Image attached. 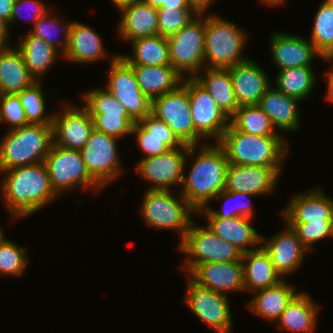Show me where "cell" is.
Segmentation results:
<instances>
[{
  "mask_svg": "<svg viewBox=\"0 0 333 333\" xmlns=\"http://www.w3.org/2000/svg\"><path fill=\"white\" fill-rule=\"evenodd\" d=\"M1 195L11 219L30 216L60 197L52 188L45 162L2 171Z\"/></svg>",
  "mask_w": 333,
  "mask_h": 333,
  "instance_id": "obj_1",
  "label": "cell"
},
{
  "mask_svg": "<svg viewBox=\"0 0 333 333\" xmlns=\"http://www.w3.org/2000/svg\"><path fill=\"white\" fill-rule=\"evenodd\" d=\"M215 143V145L203 143L200 145L201 148L199 145L189 146L188 149L187 158L195 155V159L188 176L183 177L180 194L196 213L200 209L208 207L209 201L213 200L225 187L229 162L223 147L218 142ZM198 148L200 151L195 152Z\"/></svg>",
  "mask_w": 333,
  "mask_h": 333,
  "instance_id": "obj_2",
  "label": "cell"
},
{
  "mask_svg": "<svg viewBox=\"0 0 333 333\" xmlns=\"http://www.w3.org/2000/svg\"><path fill=\"white\" fill-rule=\"evenodd\" d=\"M283 136H259L236 130L231 124L218 143L234 165L281 167L289 152Z\"/></svg>",
  "mask_w": 333,
  "mask_h": 333,
  "instance_id": "obj_3",
  "label": "cell"
},
{
  "mask_svg": "<svg viewBox=\"0 0 333 333\" xmlns=\"http://www.w3.org/2000/svg\"><path fill=\"white\" fill-rule=\"evenodd\" d=\"M0 171L45 161L53 144V125L28 124L0 140Z\"/></svg>",
  "mask_w": 333,
  "mask_h": 333,
  "instance_id": "obj_4",
  "label": "cell"
},
{
  "mask_svg": "<svg viewBox=\"0 0 333 333\" xmlns=\"http://www.w3.org/2000/svg\"><path fill=\"white\" fill-rule=\"evenodd\" d=\"M209 15L205 16L206 68L228 69L246 61L248 58L242 53L248 38L246 32L218 15Z\"/></svg>",
  "mask_w": 333,
  "mask_h": 333,
  "instance_id": "obj_5",
  "label": "cell"
},
{
  "mask_svg": "<svg viewBox=\"0 0 333 333\" xmlns=\"http://www.w3.org/2000/svg\"><path fill=\"white\" fill-rule=\"evenodd\" d=\"M141 214L150 227L178 230L180 242L192 222L191 215L196 212L180 194L179 199L171 195V190L148 189L144 193Z\"/></svg>",
  "mask_w": 333,
  "mask_h": 333,
  "instance_id": "obj_6",
  "label": "cell"
},
{
  "mask_svg": "<svg viewBox=\"0 0 333 333\" xmlns=\"http://www.w3.org/2000/svg\"><path fill=\"white\" fill-rule=\"evenodd\" d=\"M178 245L177 249L188 256L182 267L188 274L203 263L240 261L242 258V252L237 247L223 241L207 226L196 227L194 221Z\"/></svg>",
  "mask_w": 333,
  "mask_h": 333,
  "instance_id": "obj_7",
  "label": "cell"
},
{
  "mask_svg": "<svg viewBox=\"0 0 333 333\" xmlns=\"http://www.w3.org/2000/svg\"><path fill=\"white\" fill-rule=\"evenodd\" d=\"M204 16V13L197 14L179 32L167 38L171 65L184 78H187V76L188 78H194L205 68Z\"/></svg>",
  "mask_w": 333,
  "mask_h": 333,
  "instance_id": "obj_8",
  "label": "cell"
},
{
  "mask_svg": "<svg viewBox=\"0 0 333 333\" xmlns=\"http://www.w3.org/2000/svg\"><path fill=\"white\" fill-rule=\"evenodd\" d=\"M190 109L187 77L176 90L152 100L151 114L164 121L182 144L197 146L202 136L194 128Z\"/></svg>",
  "mask_w": 333,
  "mask_h": 333,
  "instance_id": "obj_9",
  "label": "cell"
},
{
  "mask_svg": "<svg viewBox=\"0 0 333 333\" xmlns=\"http://www.w3.org/2000/svg\"><path fill=\"white\" fill-rule=\"evenodd\" d=\"M44 162L52 188L59 196L78 185L84 189L93 188L96 193L103 188L88 172L80 150L62 148L53 143Z\"/></svg>",
  "mask_w": 333,
  "mask_h": 333,
  "instance_id": "obj_10",
  "label": "cell"
},
{
  "mask_svg": "<svg viewBox=\"0 0 333 333\" xmlns=\"http://www.w3.org/2000/svg\"><path fill=\"white\" fill-rule=\"evenodd\" d=\"M110 70L105 83L114 97L125 107L128 115L135 121L151 114L152 100L142 91L136 80L133 68L120 56L110 58Z\"/></svg>",
  "mask_w": 333,
  "mask_h": 333,
  "instance_id": "obj_11",
  "label": "cell"
},
{
  "mask_svg": "<svg viewBox=\"0 0 333 333\" xmlns=\"http://www.w3.org/2000/svg\"><path fill=\"white\" fill-rule=\"evenodd\" d=\"M118 138L93 129L85 146L80 150L90 175L104 187L122 174Z\"/></svg>",
  "mask_w": 333,
  "mask_h": 333,
  "instance_id": "obj_12",
  "label": "cell"
},
{
  "mask_svg": "<svg viewBox=\"0 0 333 333\" xmlns=\"http://www.w3.org/2000/svg\"><path fill=\"white\" fill-rule=\"evenodd\" d=\"M184 302L188 308L217 333H231L232 315L226 294L196 284L188 277Z\"/></svg>",
  "mask_w": 333,
  "mask_h": 333,
  "instance_id": "obj_13",
  "label": "cell"
},
{
  "mask_svg": "<svg viewBox=\"0 0 333 333\" xmlns=\"http://www.w3.org/2000/svg\"><path fill=\"white\" fill-rule=\"evenodd\" d=\"M188 145H182L168 152L149 157L141 158L137 162L136 171L149 183L148 189L169 190L175 184L183 183L184 171L187 166Z\"/></svg>",
  "mask_w": 333,
  "mask_h": 333,
  "instance_id": "obj_14",
  "label": "cell"
},
{
  "mask_svg": "<svg viewBox=\"0 0 333 333\" xmlns=\"http://www.w3.org/2000/svg\"><path fill=\"white\" fill-rule=\"evenodd\" d=\"M188 93L195 130L204 139L212 137L218 142L230 125V119L194 78H188Z\"/></svg>",
  "mask_w": 333,
  "mask_h": 333,
  "instance_id": "obj_15",
  "label": "cell"
},
{
  "mask_svg": "<svg viewBox=\"0 0 333 333\" xmlns=\"http://www.w3.org/2000/svg\"><path fill=\"white\" fill-rule=\"evenodd\" d=\"M70 104V105H69ZM66 103L63 112L53 115V143L62 148L81 150L94 129L89 111Z\"/></svg>",
  "mask_w": 333,
  "mask_h": 333,
  "instance_id": "obj_16",
  "label": "cell"
},
{
  "mask_svg": "<svg viewBox=\"0 0 333 333\" xmlns=\"http://www.w3.org/2000/svg\"><path fill=\"white\" fill-rule=\"evenodd\" d=\"M282 167L256 165H234L229 163L226 170V191L244 192L260 196L272 193L279 179Z\"/></svg>",
  "mask_w": 333,
  "mask_h": 333,
  "instance_id": "obj_17",
  "label": "cell"
},
{
  "mask_svg": "<svg viewBox=\"0 0 333 333\" xmlns=\"http://www.w3.org/2000/svg\"><path fill=\"white\" fill-rule=\"evenodd\" d=\"M284 223L286 229L269 240L261 236L262 247L270 255L274 268L282 279L300 267L309 251L301 244L295 230L287 222Z\"/></svg>",
  "mask_w": 333,
  "mask_h": 333,
  "instance_id": "obj_18",
  "label": "cell"
},
{
  "mask_svg": "<svg viewBox=\"0 0 333 333\" xmlns=\"http://www.w3.org/2000/svg\"><path fill=\"white\" fill-rule=\"evenodd\" d=\"M270 38L271 56L278 70L312 66L318 56L323 59L312 42L301 36L278 31Z\"/></svg>",
  "mask_w": 333,
  "mask_h": 333,
  "instance_id": "obj_19",
  "label": "cell"
},
{
  "mask_svg": "<svg viewBox=\"0 0 333 333\" xmlns=\"http://www.w3.org/2000/svg\"><path fill=\"white\" fill-rule=\"evenodd\" d=\"M189 277L196 284L222 294L245 291L242 260L203 263L197 265Z\"/></svg>",
  "mask_w": 333,
  "mask_h": 333,
  "instance_id": "obj_20",
  "label": "cell"
},
{
  "mask_svg": "<svg viewBox=\"0 0 333 333\" xmlns=\"http://www.w3.org/2000/svg\"><path fill=\"white\" fill-rule=\"evenodd\" d=\"M228 69L238 106L258 105L262 95L271 86L264 69L251 59Z\"/></svg>",
  "mask_w": 333,
  "mask_h": 333,
  "instance_id": "obj_21",
  "label": "cell"
},
{
  "mask_svg": "<svg viewBox=\"0 0 333 333\" xmlns=\"http://www.w3.org/2000/svg\"><path fill=\"white\" fill-rule=\"evenodd\" d=\"M289 202L286 209L280 211L287 223L333 221V199L320 188L298 193Z\"/></svg>",
  "mask_w": 333,
  "mask_h": 333,
  "instance_id": "obj_22",
  "label": "cell"
},
{
  "mask_svg": "<svg viewBox=\"0 0 333 333\" xmlns=\"http://www.w3.org/2000/svg\"><path fill=\"white\" fill-rule=\"evenodd\" d=\"M131 134L136 135V142L145 154L143 158L161 155L183 145L171 128L152 114L136 122Z\"/></svg>",
  "mask_w": 333,
  "mask_h": 333,
  "instance_id": "obj_23",
  "label": "cell"
},
{
  "mask_svg": "<svg viewBox=\"0 0 333 333\" xmlns=\"http://www.w3.org/2000/svg\"><path fill=\"white\" fill-rule=\"evenodd\" d=\"M120 38L133 41L138 38L158 35V9L141 0H135L118 9Z\"/></svg>",
  "mask_w": 333,
  "mask_h": 333,
  "instance_id": "obj_24",
  "label": "cell"
},
{
  "mask_svg": "<svg viewBox=\"0 0 333 333\" xmlns=\"http://www.w3.org/2000/svg\"><path fill=\"white\" fill-rule=\"evenodd\" d=\"M207 227L223 241H227L237 247L242 253L253 251L260 247L261 236L251 226L252 218L246 217H207ZM249 245V247H248ZM252 246V248H250ZM256 247V248H253Z\"/></svg>",
  "mask_w": 333,
  "mask_h": 333,
  "instance_id": "obj_25",
  "label": "cell"
},
{
  "mask_svg": "<svg viewBox=\"0 0 333 333\" xmlns=\"http://www.w3.org/2000/svg\"><path fill=\"white\" fill-rule=\"evenodd\" d=\"M299 100L289 97L270 86L262 95L259 107L268 115L274 128L282 132L295 131L300 127Z\"/></svg>",
  "mask_w": 333,
  "mask_h": 333,
  "instance_id": "obj_26",
  "label": "cell"
},
{
  "mask_svg": "<svg viewBox=\"0 0 333 333\" xmlns=\"http://www.w3.org/2000/svg\"><path fill=\"white\" fill-rule=\"evenodd\" d=\"M103 41L88 25L74 21L69 32V44L62 57L77 63H92L106 57Z\"/></svg>",
  "mask_w": 333,
  "mask_h": 333,
  "instance_id": "obj_27",
  "label": "cell"
},
{
  "mask_svg": "<svg viewBox=\"0 0 333 333\" xmlns=\"http://www.w3.org/2000/svg\"><path fill=\"white\" fill-rule=\"evenodd\" d=\"M244 290L255 292L275 286L283 279L276 272L270 255L262 246L258 249L242 253Z\"/></svg>",
  "mask_w": 333,
  "mask_h": 333,
  "instance_id": "obj_28",
  "label": "cell"
},
{
  "mask_svg": "<svg viewBox=\"0 0 333 333\" xmlns=\"http://www.w3.org/2000/svg\"><path fill=\"white\" fill-rule=\"evenodd\" d=\"M141 91L153 100L176 90L182 84V77L172 65L144 66L130 65Z\"/></svg>",
  "mask_w": 333,
  "mask_h": 333,
  "instance_id": "obj_29",
  "label": "cell"
},
{
  "mask_svg": "<svg viewBox=\"0 0 333 333\" xmlns=\"http://www.w3.org/2000/svg\"><path fill=\"white\" fill-rule=\"evenodd\" d=\"M34 82L21 52L12 46L0 48V94L20 93Z\"/></svg>",
  "mask_w": 333,
  "mask_h": 333,
  "instance_id": "obj_30",
  "label": "cell"
},
{
  "mask_svg": "<svg viewBox=\"0 0 333 333\" xmlns=\"http://www.w3.org/2000/svg\"><path fill=\"white\" fill-rule=\"evenodd\" d=\"M311 298L307 293H297L276 321L279 329L295 333H313L319 307Z\"/></svg>",
  "mask_w": 333,
  "mask_h": 333,
  "instance_id": "obj_31",
  "label": "cell"
},
{
  "mask_svg": "<svg viewBox=\"0 0 333 333\" xmlns=\"http://www.w3.org/2000/svg\"><path fill=\"white\" fill-rule=\"evenodd\" d=\"M257 293L248 306L251 312L268 321H277L289 302L298 293L294 286L286 283L285 279L272 287L253 292Z\"/></svg>",
  "mask_w": 333,
  "mask_h": 333,
  "instance_id": "obj_32",
  "label": "cell"
},
{
  "mask_svg": "<svg viewBox=\"0 0 333 333\" xmlns=\"http://www.w3.org/2000/svg\"><path fill=\"white\" fill-rule=\"evenodd\" d=\"M204 69H206L203 71L204 73L200 71L194 79L210 93L216 105L230 119L239 106L235 97L229 69Z\"/></svg>",
  "mask_w": 333,
  "mask_h": 333,
  "instance_id": "obj_33",
  "label": "cell"
},
{
  "mask_svg": "<svg viewBox=\"0 0 333 333\" xmlns=\"http://www.w3.org/2000/svg\"><path fill=\"white\" fill-rule=\"evenodd\" d=\"M21 39L23 40L18 42L19 45L16 44V48L21 52L30 74L36 81L42 82V75L52 67L60 54L43 39L32 35L30 32Z\"/></svg>",
  "mask_w": 333,
  "mask_h": 333,
  "instance_id": "obj_34",
  "label": "cell"
},
{
  "mask_svg": "<svg viewBox=\"0 0 333 333\" xmlns=\"http://www.w3.org/2000/svg\"><path fill=\"white\" fill-rule=\"evenodd\" d=\"M131 42L133 56L120 54L129 65H171L169 45L166 37L154 35L138 38Z\"/></svg>",
  "mask_w": 333,
  "mask_h": 333,
  "instance_id": "obj_35",
  "label": "cell"
},
{
  "mask_svg": "<svg viewBox=\"0 0 333 333\" xmlns=\"http://www.w3.org/2000/svg\"><path fill=\"white\" fill-rule=\"evenodd\" d=\"M312 66L279 70L275 78L276 88L297 100H305L315 87L316 77Z\"/></svg>",
  "mask_w": 333,
  "mask_h": 333,
  "instance_id": "obj_36",
  "label": "cell"
},
{
  "mask_svg": "<svg viewBox=\"0 0 333 333\" xmlns=\"http://www.w3.org/2000/svg\"><path fill=\"white\" fill-rule=\"evenodd\" d=\"M230 124L238 131L259 136H282L274 128L268 115L259 105L241 106L230 118Z\"/></svg>",
  "mask_w": 333,
  "mask_h": 333,
  "instance_id": "obj_37",
  "label": "cell"
},
{
  "mask_svg": "<svg viewBox=\"0 0 333 333\" xmlns=\"http://www.w3.org/2000/svg\"><path fill=\"white\" fill-rule=\"evenodd\" d=\"M313 22L310 41L324 58L333 48V6L324 0Z\"/></svg>",
  "mask_w": 333,
  "mask_h": 333,
  "instance_id": "obj_38",
  "label": "cell"
},
{
  "mask_svg": "<svg viewBox=\"0 0 333 333\" xmlns=\"http://www.w3.org/2000/svg\"><path fill=\"white\" fill-rule=\"evenodd\" d=\"M40 83V81L34 82L17 95L29 124L52 125L54 113L51 112L49 115L45 113V99Z\"/></svg>",
  "mask_w": 333,
  "mask_h": 333,
  "instance_id": "obj_39",
  "label": "cell"
},
{
  "mask_svg": "<svg viewBox=\"0 0 333 333\" xmlns=\"http://www.w3.org/2000/svg\"><path fill=\"white\" fill-rule=\"evenodd\" d=\"M254 197V195L244 193V192H234V191H226L222 190L214 199H223L225 201L223 204L224 207L221 208L222 211L215 210L213 208L205 207L200 209L198 212L199 214H205L206 217H221V218H233V217H246L252 218L253 217V209L251 202L243 199H247L249 197ZM243 200V201H242ZM232 202L231 206L227 203ZM235 201V202H234ZM234 202V204H233ZM226 205V206H225ZM229 206V207H227Z\"/></svg>",
  "mask_w": 333,
  "mask_h": 333,
  "instance_id": "obj_40",
  "label": "cell"
},
{
  "mask_svg": "<svg viewBox=\"0 0 333 333\" xmlns=\"http://www.w3.org/2000/svg\"><path fill=\"white\" fill-rule=\"evenodd\" d=\"M49 15V16H48ZM51 13H47L45 16L41 17L33 27V30L30 32L32 35L43 39L47 42L50 46L56 49L62 56L64 55L67 46L69 44V32L71 23L66 24L64 20H62L59 16H50ZM62 27V28H61ZM62 29L63 32V39L57 40V33L55 31L60 32L59 30ZM55 33V34H54ZM54 34V35H53ZM54 36H57L56 38ZM59 46L62 48H59ZM60 50V51H59Z\"/></svg>",
  "mask_w": 333,
  "mask_h": 333,
  "instance_id": "obj_41",
  "label": "cell"
},
{
  "mask_svg": "<svg viewBox=\"0 0 333 333\" xmlns=\"http://www.w3.org/2000/svg\"><path fill=\"white\" fill-rule=\"evenodd\" d=\"M90 115L94 129L119 139L131 135L136 123L128 113H90Z\"/></svg>",
  "mask_w": 333,
  "mask_h": 333,
  "instance_id": "obj_42",
  "label": "cell"
},
{
  "mask_svg": "<svg viewBox=\"0 0 333 333\" xmlns=\"http://www.w3.org/2000/svg\"><path fill=\"white\" fill-rule=\"evenodd\" d=\"M26 252L25 247L6 238L0 242V275L22 276L29 262Z\"/></svg>",
  "mask_w": 333,
  "mask_h": 333,
  "instance_id": "obj_43",
  "label": "cell"
},
{
  "mask_svg": "<svg viewBox=\"0 0 333 333\" xmlns=\"http://www.w3.org/2000/svg\"><path fill=\"white\" fill-rule=\"evenodd\" d=\"M197 14L194 8H158V35L168 38L176 34Z\"/></svg>",
  "mask_w": 333,
  "mask_h": 333,
  "instance_id": "obj_44",
  "label": "cell"
},
{
  "mask_svg": "<svg viewBox=\"0 0 333 333\" xmlns=\"http://www.w3.org/2000/svg\"><path fill=\"white\" fill-rule=\"evenodd\" d=\"M82 96L89 113H127L120 101L105 87L92 89Z\"/></svg>",
  "mask_w": 333,
  "mask_h": 333,
  "instance_id": "obj_45",
  "label": "cell"
},
{
  "mask_svg": "<svg viewBox=\"0 0 333 333\" xmlns=\"http://www.w3.org/2000/svg\"><path fill=\"white\" fill-rule=\"evenodd\" d=\"M296 232L301 244L312 250V245L319 240L333 237V221H316L307 223H288Z\"/></svg>",
  "mask_w": 333,
  "mask_h": 333,
  "instance_id": "obj_46",
  "label": "cell"
},
{
  "mask_svg": "<svg viewBox=\"0 0 333 333\" xmlns=\"http://www.w3.org/2000/svg\"><path fill=\"white\" fill-rule=\"evenodd\" d=\"M0 122H8L9 130L29 124L17 94H0Z\"/></svg>",
  "mask_w": 333,
  "mask_h": 333,
  "instance_id": "obj_47",
  "label": "cell"
},
{
  "mask_svg": "<svg viewBox=\"0 0 333 333\" xmlns=\"http://www.w3.org/2000/svg\"><path fill=\"white\" fill-rule=\"evenodd\" d=\"M28 6V7H27ZM24 7L29 8L32 10L30 13L32 14L31 18L33 19L32 23H36L41 17L45 16L47 13H49V8L46 9L45 5L40 0H18L14 2L12 15L10 18V23L8 24V27L10 26L11 22L14 23L17 21L20 15V12ZM27 21V20H26Z\"/></svg>",
  "mask_w": 333,
  "mask_h": 333,
  "instance_id": "obj_48",
  "label": "cell"
},
{
  "mask_svg": "<svg viewBox=\"0 0 333 333\" xmlns=\"http://www.w3.org/2000/svg\"><path fill=\"white\" fill-rule=\"evenodd\" d=\"M14 2L12 0H0V18L7 24L10 23Z\"/></svg>",
  "mask_w": 333,
  "mask_h": 333,
  "instance_id": "obj_49",
  "label": "cell"
},
{
  "mask_svg": "<svg viewBox=\"0 0 333 333\" xmlns=\"http://www.w3.org/2000/svg\"><path fill=\"white\" fill-rule=\"evenodd\" d=\"M9 28L8 24L0 18V48L10 46L7 44V37H9Z\"/></svg>",
  "mask_w": 333,
  "mask_h": 333,
  "instance_id": "obj_50",
  "label": "cell"
},
{
  "mask_svg": "<svg viewBox=\"0 0 333 333\" xmlns=\"http://www.w3.org/2000/svg\"><path fill=\"white\" fill-rule=\"evenodd\" d=\"M191 6L198 12V13H206V10L212 4L214 0H188Z\"/></svg>",
  "mask_w": 333,
  "mask_h": 333,
  "instance_id": "obj_51",
  "label": "cell"
},
{
  "mask_svg": "<svg viewBox=\"0 0 333 333\" xmlns=\"http://www.w3.org/2000/svg\"><path fill=\"white\" fill-rule=\"evenodd\" d=\"M162 8H193L188 0H165Z\"/></svg>",
  "mask_w": 333,
  "mask_h": 333,
  "instance_id": "obj_52",
  "label": "cell"
},
{
  "mask_svg": "<svg viewBox=\"0 0 333 333\" xmlns=\"http://www.w3.org/2000/svg\"><path fill=\"white\" fill-rule=\"evenodd\" d=\"M327 75V96L326 99L330 102H333V69H331L329 72H326Z\"/></svg>",
  "mask_w": 333,
  "mask_h": 333,
  "instance_id": "obj_53",
  "label": "cell"
},
{
  "mask_svg": "<svg viewBox=\"0 0 333 333\" xmlns=\"http://www.w3.org/2000/svg\"><path fill=\"white\" fill-rule=\"evenodd\" d=\"M141 1L157 9L165 7V0H141Z\"/></svg>",
  "mask_w": 333,
  "mask_h": 333,
  "instance_id": "obj_54",
  "label": "cell"
},
{
  "mask_svg": "<svg viewBox=\"0 0 333 333\" xmlns=\"http://www.w3.org/2000/svg\"><path fill=\"white\" fill-rule=\"evenodd\" d=\"M114 4V6H116V8H120L121 6L128 4L130 2H133L135 0H111Z\"/></svg>",
  "mask_w": 333,
  "mask_h": 333,
  "instance_id": "obj_55",
  "label": "cell"
},
{
  "mask_svg": "<svg viewBox=\"0 0 333 333\" xmlns=\"http://www.w3.org/2000/svg\"><path fill=\"white\" fill-rule=\"evenodd\" d=\"M263 2L266 3V6H279L280 4L284 3L286 0H262Z\"/></svg>",
  "mask_w": 333,
  "mask_h": 333,
  "instance_id": "obj_56",
  "label": "cell"
},
{
  "mask_svg": "<svg viewBox=\"0 0 333 333\" xmlns=\"http://www.w3.org/2000/svg\"><path fill=\"white\" fill-rule=\"evenodd\" d=\"M323 59L328 62H333V48ZM332 66H333V64H332ZM332 69H333V67H332Z\"/></svg>",
  "mask_w": 333,
  "mask_h": 333,
  "instance_id": "obj_57",
  "label": "cell"
},
{
  "mask_svg": "<svg viewBox=\"0 0 333 333\" xmlns=\"http://www.w3.org/2000/svg\"><path fill=\"white\" fill-rule=\"evenodd\" d=\"M6 237L4 236V232L2 230V227L0 226V242H2Z\"/></svg>",
  "mask_w": 333,
  "mask_h": 333,
  "instance_id": "obj_58",
  "label": "cell"
},
{
  "mask_svg": "<svg viewBox=\"0 0 333 333\" xmlns=\"http://www.w3.org/2000/svg\"><path fill=\"white\" fill-rule=\"evenodd\" d=\"M325 1H327L330 5L333 6V0H325Z\"/></svg>",
  "mask_w": 333,
  "mask_h": 333,
  "instance_id": "obj_59",
  "label": "cell"
}]
</instances>
